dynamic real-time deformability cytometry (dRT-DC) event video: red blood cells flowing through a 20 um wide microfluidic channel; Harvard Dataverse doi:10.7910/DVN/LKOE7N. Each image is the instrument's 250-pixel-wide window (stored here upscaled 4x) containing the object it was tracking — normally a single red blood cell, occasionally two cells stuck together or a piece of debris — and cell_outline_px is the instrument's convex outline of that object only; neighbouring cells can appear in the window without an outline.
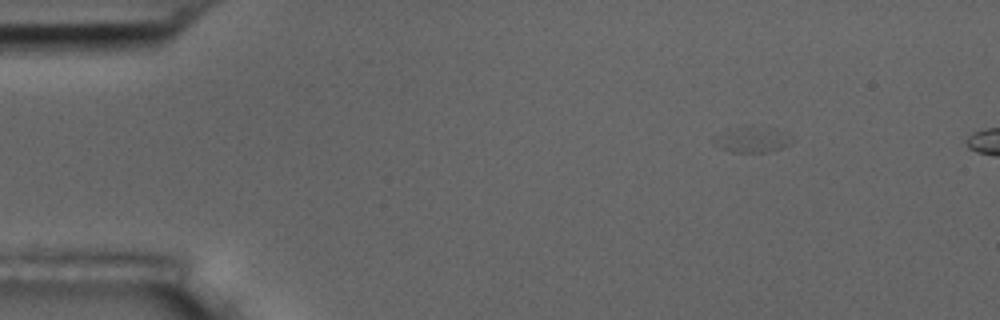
{"species": "common noctule bat (a hibernating species)", "species_latin": "Nyctalus noctula", "temperature_condition": "room temperature", "stored_images_in_passage": 3, "segment_of_instrument_passage": [2, 2], "camera_frame_rate_fps": 3000, "um_per_image_px": 0.085, "animal": {"sex": "male", "body_mass_g": 17.5, "forearm_length_mm": 52.3}, "frame": {"image": 1, "passage_image": 3, "time_ms": 2.333, "image_size_px": [1000, 320], "cell_outline_px": [[796, 140], [792, 144], [768, 152], [736, 152], [724, 148], [716, 144], [712, 140], [712, 136], [728, 128], [776, 128]], "centroid_in_image_um": [63.96, 11.87], "position_along_channel_um": 21.0, "area_um2": 11.44}}